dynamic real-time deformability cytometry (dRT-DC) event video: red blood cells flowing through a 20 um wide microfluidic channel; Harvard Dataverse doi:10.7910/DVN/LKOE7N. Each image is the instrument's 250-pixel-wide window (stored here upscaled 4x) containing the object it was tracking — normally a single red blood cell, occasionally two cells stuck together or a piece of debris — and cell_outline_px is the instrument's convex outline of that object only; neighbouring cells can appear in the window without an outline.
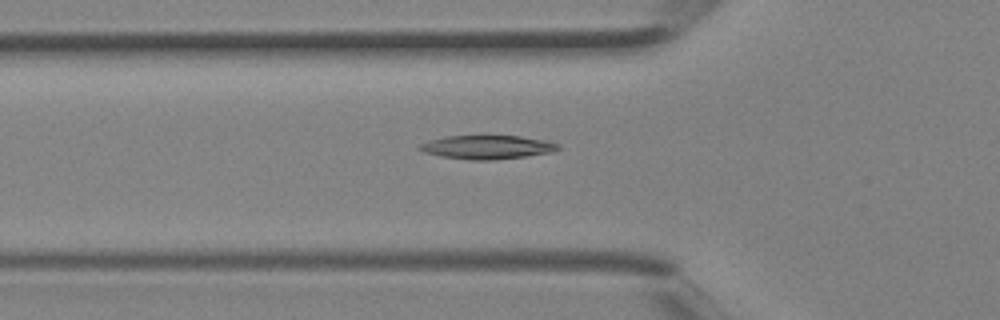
{"species": "Egyptian fruit bat (a non-hibernating species)", "species_latin": "Rousettus aegyptiacus", "temperature_condition": "room temperature", "stored_images_in_passage": 3, "camera_frame_rate_fps": 3000, "um_per_image_px": 0.085, "animal": {"sex": "female"}, "frame": {"image": 1, "passage_image": 3, "time_ms": 0.667, "image_size_px": [1000, 320], "cell_outline_px": [[560, 148], [552, 152], [496, 160], [468, 160], [440, 156], [424, 152], [416, 148], [420, 144], [428, 140], [444, 136], [480, 132], [520, 136], [548, 140], [560, 144]], "centroid_in_image_um": [41.37, 12.45], "position_along_channel_um": 84.4, "area_um2": 20.4}}